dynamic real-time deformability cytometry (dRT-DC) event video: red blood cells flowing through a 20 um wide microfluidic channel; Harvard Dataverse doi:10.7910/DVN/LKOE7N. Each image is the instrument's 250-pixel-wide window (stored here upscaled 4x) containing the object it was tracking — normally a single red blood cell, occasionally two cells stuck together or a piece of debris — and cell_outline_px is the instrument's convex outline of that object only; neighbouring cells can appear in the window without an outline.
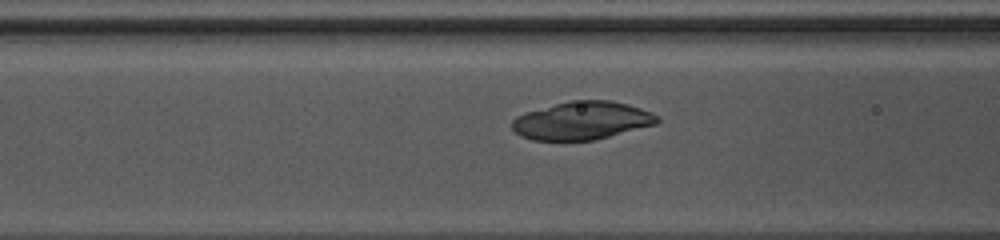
{"species": "common noctule bat (a hibernating species)", "species_latin": "Nyctalus noctula", "temperature_condition": "warm", "stored_images_in_passage": 41, "camera_frame_rate_fps": 3000, "um_per_image_px": 0.085, "animal": {"sex": "female", "body_mass_g": 10.0, "forearm_length_mm": 53.1}, "frame": {"image": 1, "passage_image": 10, "time_ms": 3.0, "image_size_px": [1000, 240], "cell_outline_px": [[660, 120], [656, 124], [596, 140], [532, 140], [520, 136], [512, 128], [512, 120], [516, 116], [524, 112], [572, 100], [612, 100], [628, 104], [652, 112], [660, 116]], "centroid_in_image_um": [49.48, 10.25], "position_along_channel_um": 117.1, "area_um2": 32.31}}
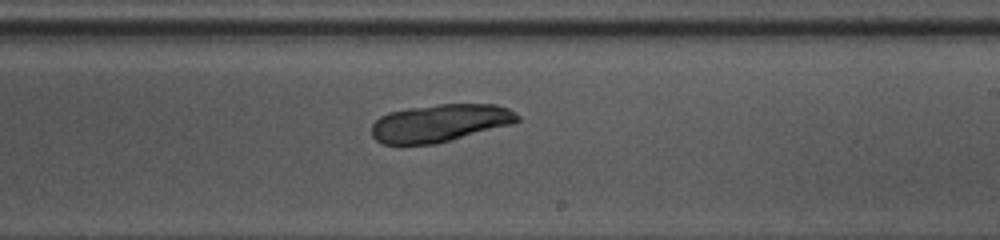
{"frame": {"image": 2, "passage_image": 20, "time_ms": 6.333, "image_size_px": [1000, 240], "cell_outline_px": [[520, 120], [512, 124], [436, 144], [384, 144], [376, 140], [372, 136], [372, 124], [380, 116], [388, 112], [408, 108], [440, 104], [496, 104], [508, 108], [520, 116]], "centroid_in_image_um": [37.4, 10.45], "position_along_channel_um": 251.6, "area_um2": 32.02}}
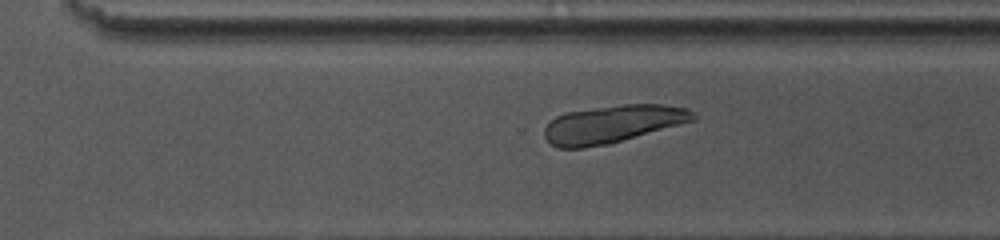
{"frame": {"image": 3, "passage_image": 25, "time_ms": 8.0, "image_size_px": [1000, 240], "cell_outline_px": [[696, 120], [608, 144], [584, 148], [556, 148], [544, 136], [544, 128], [556, 116], [568, 112], [624, 104], [660, 104], [688, 108], [696, 116]], "centroid_in_image_um": [52.08, 10.55], "position_along_channel_um": 318.5, "area_um2": 32.37}}